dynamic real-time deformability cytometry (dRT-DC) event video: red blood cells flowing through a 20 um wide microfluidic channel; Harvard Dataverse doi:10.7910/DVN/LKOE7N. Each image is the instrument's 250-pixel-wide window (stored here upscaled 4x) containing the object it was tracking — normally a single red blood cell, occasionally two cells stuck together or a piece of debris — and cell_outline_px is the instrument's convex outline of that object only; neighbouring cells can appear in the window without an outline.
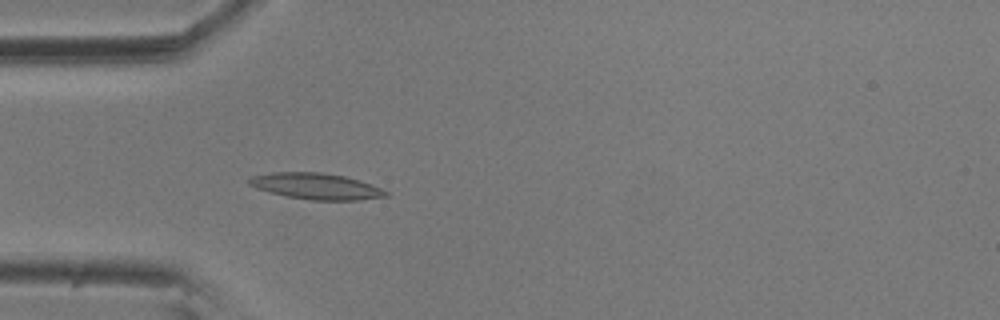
{"species": "common noctule bat (a hibernating species)", "species_latin": "Nyctalus noctula", "temperature_condition": "room temperature", "stored_images_in_passage": 4, "camera_frame_rate_fps": 3000, "um_per_image_px": 0.085, "animal": {"sex": "male", "body_mass_g": 20.5, "forearm_length_mm": 52.5}, "frame": {"image": 1, "passage_image": 4, "time_ms": 1.0, "image_size_px": [1000, 320], "cell_outline_px": [[388, 196], [356, 200], [312, 200], [288, 196], [268, 192], [256, 188], [248, 184], [248, 180], [252, 176], [272, 172], [320, 172], [344, 176], [380, 188], [388, 192]], "centroid_in_image_um": [26.82, 15.83], "position_along_channel_um": 58.2, "area_um2": 20.52}}